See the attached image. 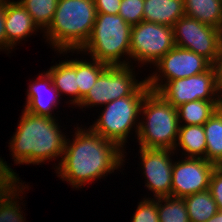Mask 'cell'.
<instances>
[{
	"mask_svg": "<svg viewBox=\"0 0 222 222\" xmlns=\"http://www.w3.org/2000/svg\"><path fill=\"white\" fill-rule=\"evenodd\" d=\"M222 106V101L197 100L177 107L179 125H203Z\"/></svg>",
	"mask_w": 222,
	"mask_h": 222,
	"instance_id": "cell-19",
	"label": "cell"
},
{
	"mask_svg": "<svg viewBox=\"0 0 222 222\" xmlns=\"http://www.w3.org/2000/svg\"><path fill=\"white\" fill-rule=\"evenodd\" d=\"M217 166L222 169V161Z\"/></svg>",
	"mask_w": 222,
	"mask_h": 222,
	"instance_id": "cell-37",
	"label": "cell"
},
{
	"mask_svg": "<svg viewBox=\"0 0 222 222\" xmlns=\"http://www.w3.org/2000/svg\"><path fill=\"white\" fill-rule=\"evenodd\" d=\"M175 46L172 27L146 21L132 25L130 58L142 66L154 65Z\"/></svg>",
	"mask_w": 222,
	"mask_h": 222,
	"instance_id": "cell-8",
	"label": "cell"
},
{
	"mask_svg": "<svg viewBox=\"0 0 222 222\" xmlns=\"http://www.w3.org/2000/svg\"><path fill=\"white\" fill-rule=\"evenodd\" d=\"M133 65L107 66L105 71L97 78L95 84L82 98L78 105L81 109L106 105L119 98L131 96L145 81L138 82ZM131 67V68H130Z\"/></svg>",
	"mask_w": 222,
	"mask_h": 222,
	"instance_id": "cell-7",
	"label": "cell"
},
{
	"mask_svg": "<svg viewBox=\"0 0 222 222\" xmlns=\"http://www.w3.org/2000/svg\"><path fill=\"white\" fill-rule=\"evenodd\" d=\"M213 67L215 69L217 79L222 86V47L218 48L217 57L213 63Z\"/></svg>",
	"mask_w": 222,
	"mask_h": 222,
	"instance_id": "cell-33",
	"label": "cell"
},
{
	"mask_svg": "<svg viewBox=\"0 0 222 222\" xmlns=\"http://www.w3.org/2000/svg\"><path fill=\"white\" fill-rule=\"evenodd\" d=\"M75 129V138L71 139L73 141L66 139L62 160L54 168L57 176L72 185L71 188L79 189L93 180H101L123 166L126 152L117 143L95 133L90 127Z\"/></svg>",
	"mask_w": 222,
	"mask_h": 222,
	"instance_id": "cell-1",
	"label": "cell"
},
{
	"mask_svg": "<svg viewBox=\"0 0 222 222\" xmlns=\"http://www.w3.org/2000/svg\"><path fill=\"white\" fill-rule=\"evenodd\" d=\"M138 204L131 222H159L157 198L151 199L146 197V199L144 198Z\"/></svg>",
	"mask_w": 222,
	"mask_h": 222,
	"instance_id": "cell-28",
	"label": "cell"
},
{
	"mask_svg": "<svg viewBox=\"0 0 222 222\" xmlns=\"http://www.w3.org/2000/svg\"><path fill=\"white\" fill-rule=\"evenodd\" d=\"M208 190L217 203L218 210L222 211V169L218 166L211 174Z\"/></svg>",
	"mask_w": 222,
	"mask_h": 222,
	"instance_id": "cell-29",
	"label": "cell"
},
{
	"mask_svg": "<svg viewBox=\"0 0 222 222\" xmlns=\"http://www.w3.org/2000/svg\"><path fill=\"white\" fill-rule=\"evenodd\" d=\"M157 211L159 222H190L183 198L159 197L157 198Z\"/></svg>",
	"mask_w": 222,
	"mask_h": 222,
	"instance_id": "cell-26",
	"label": "cell"
},
{
	"mask_svg": "<svg viewBox=\"0 0 222 222\" xmlns=\"http://www.w3.org/2000/svg\"><path fill=\"white\" fill-rule=\"evenodd\" d=\"M144 0H121L118 14L131 26L143 21Z\"/></svg>",
	"mask_w": 222,
	"mask_h": 222,
	"instance_id": "cell-27",
	"label": "cell"
},
{
	"mask_svg": "<svg viewBox=\"0 0 222 222\" xmlns=\"http://www.w3.org/2000/svg\"><path fill=\"white\" fill-rule=\"evenodd\" d=\"M7 0H0V50H12V46L6 40L5 31V13H6Z\"/></svg>",
	"mask_w": 222,
	"mask_h": 222,
	"instance_id": "cell-32",
	"label": "cell"
},
{
	"mask_svg": "<svg viewBox=\"0 0 222 222\" xmlns=\"http://www.w3.org/2000/svg\"><path fill=\"white\" fill-rule=\"evenodd\" d=\"M23 184L19 181L0 199V222H26L21 211L22 207L17 201L20 199L19 194L24 195V189L29 187Z\"/></svg>",
	"mask_w": 222,
	"mask_h": 222,
	"instance_id": "cell-24",
	"label": "cell"
},
{
	"mask_svg": "<svg viewBox=\"0 0 222 222\" xmlns=\"http://www.w3.org/2000/svg\"><path fill=\"white\" fill-rule=\"evenodd\" d=\"M31 15L39 30L45 31L52 22L58 0H18Z\"/></svg>",
	"mask_w": 222,
	"mask_h": 222,
	"instance_id": "cell-25",
	"label": "cell"
},
{
	"mask_svg": "<svg viewBox=\"0 0 222 222\" xmlns=\"http://www.w3.org/2000/svg\"><path fill=\"white\" fill-rule=\"evenodd\" d=\"M31 15L19 1L7 0L5 13L6 40L13 47L38 31Z\"/></svg>",
	"mask_w": 222,
	"mask_h": 222,
	"instance_id": "cell-15",
	"label": "cell"
},
{
	"mask_svg": "<svg viewBox=\"0 0 222 222\" xmlns=\"http://www.w3.org/2000/svg\"><path fill=\"white\" fill-rule=\"evenodd\" d=\"M206 136L205 159L216 166L222 161V106L203 124Z\"/></svg>",
	"mask_w": 222,
	"mask_h": 222,
	"instance_id": "cell-20",
	"label": "cell"
},
{
	"mask_svg": "<svg viewBox=\"0 0 222 222\" xmlns=\"http://www.w3.org/2000/svg\"><path fill=\"white\" fill-rule=\"evenodd\" d=\"M141 112L140 116L144 117L137 134L139 148L174 150L180 126L177 108L150 90L142 102Z\"/></svg>",
	"mask_w": 222,
	"mask_h": 222,
	"instance_id": "cell-5",
	"label": "cell"
},
{
	"mask_svg": "<svg viewBox=\"0 0 222 222\" xmlns=\"http://www.w3.org/2000/svg\"><path fill=\"white\" fill-rule=\"evenodd\" d=\"M154 66L157 67L155 73H152L151 76L145 79L150 90L157 92L163 86V83L204 73L213 64L205 57L189 49L175 46L156 62Z\"/></svg>",
	"mask_w": 222,
	"mask_h": 222,
	"instance_id": "cell-10",
	"label": "cell"
},
{
	"mask_svg": "<svg viewBox=\"0 0 222 222\" xmlns=\"http://www.w3.org/2000/svg\"><path fill=\"white\" fill-rule=\"evenodd\" d=\"M150 91L145 81L131 96L119 98L104 106L97 121L90 128L104 138L117 143L123 150L130 131L138 134L141 105ZM138 119V120H137ZM137 123V124H136ZM136 124V126H135Z\"/></svg>",
	"mask_w": 222,
	"mask_h": 222,
	"instance_id": "cell-6",
	"label": "cell"
},
{
	"mask_svg": "<svg viewBox=\"0 0 222 222\" xmlns=\"http://www.w3.org/2000/svg\"><path fill=\"white\" fill-rule=\"evenodd\" d=\"M18 174L0 158V186H14L20 181Z\"/></svg>",
	"mask_w": 222,
	"mask_h": 222,
	"instance_id": "cell-30",
	"label": "cell"
},
{
	"mask_svg": "<svg viewBox=\"0 0 222 222\" xmlns=\"http://www.w3.org/2000/svg\"><path fill=\"white\" fill-rule=\"evenodd\" d=\"M157 92L175 108L190 101H222V86L213 66L204 73L167 81Z\"/></svg>",
	"mask_w": 222,
	"mask_h": 222,
	"instance_id": "cell-9",
	"label": "cell"
},
{
	"mask_svg": "<svg viewBox=\"0 0 222 222\" xmlns=\"http://www.w3.org/2000/svg\"><path fill=\"white\" fill-rule=\"evenodd\" d=\"M56 121L55 117L22 111L16 132L9 143L15 164L38 165L60 157L59 166L67 138Z\"/></svg>",
	"mask_w": 222,
	"mask_h": 222,
	"instance_id": "cell-2",
	"label": "cell"
},
{
	"mask_svg": "<svg viewBox=\"0 0 222 222\" xmlns=\"http://www.w3.org/2000/svg\"><path fill=\"white\" fill-rule=\"evenodd\" d=\"M185 15L216 27L222 21V0H183Z\"/></svg>",
	"mask_w": 222,
	"mask_h": 222,
	"instance_id": "cell-21",
	"label": "cell"
},
{
	"mask_svg": "<svg viewBox=\"0 0 222 222\" xmlns=\"http://www.w3.org/2000/svg\"><path fill=\"white\" fill-rule=\"evenodd\" d=\"M218 47H222V21L215 27Z\"/></svg>",
	"mask_w": 222,
	"mask_h": 222,
	"instance_id": "cell-34",
	"label": "cell"
},
{
	"mask_svg": "<svg viewBox=\"0 0 222 222\" xmlns=\"http://www.w3.org/2000/svg\"><path fill=\"white\" fill-rule=\"evenodd\" d=\"M78 60L76 58V76L77 85L79 87V104L82 98L88 93L90 88L95 84L97 78L105 71L108 66L105 63L99 62L96 59L90 58L89 60ZM92 62V63H91Z\"/></svg>",
	"mask_w": 222,
	"mask_h": 222,
	"instance_id": "cell-23",
	"label": "cell"
},
{
	"mask_svg": "<svg viewBox=\"0 0 222 222\" xmlns=\"http://www.w3.org/2000/svg\"><path fill=\"white\" fill-rule=\"evenodd\" d=\"M94 0H58L46 41L60 54L80 50L88 41L96 20Z\"/></svg>",
	"mask_w": 222,
	"mask_h": 222,
	"instance_id": "cell-3",
	"label": "cell"
},
{
	"mask_svg": "<svg viewBox=\"0 0 222 222\" xmlns=\"http://www.w3.org/2000/svg\"><path fill=\"white\" fill-rule=\"evenodd\" d=\"M216 165L204 158L185 157L173 162L171 196L184 198L209 189Z\"/></svg>",
	"mask_w": 222,
	"mask_h": 222,
	"instance_id": "cell-12",
	"label": "cell"
},
{
	"mask_svg": "<svg viewBox=\"0 0 222 222\" xmlns=\"http://www.w3.org/2000/svg\"><path fill=\"white\" fill-rule=\"evenodd\" d=\"M190 222H207L219 210L209 190L183 198Z\"/></svg>",
	"mask_w": 222,
	"mask_h": 222,
	"instance_id": "cell-22",
	"label": "cell"
},
{
	"mask_svg": "<svg viewBox=\"0 0 222 222\" xmlns=\"http://www.w3.org/2000/svg\"><path fill=\"white\" fill-rule=\"evenodd\" d=\"M13 186H0V199L3 197V195L9 191Z\"/></svg>",
	"mask_w": 222,
	"mask_h": 222,
	"instance_id": "cell-36",
	"label": "cell"
},
{
	"mask_svg": "<svg viewBox=\"0 0 222 222\" xmlns=\"http://www.w3.org/2000/svg\"><path fill=\"white\" fill-rule=\"evenodd\" d=\"M176 46L205 57L212 64L218 52L216 28L184 15L173 26Z\"/></svg>",
	"mask_w": 222,
	"mask_h": 222,
	"instance_id": "cell-11",
	"label": "cell"
},
{
	"mask_svg": "<svg viewBox=\"0 0 222 222\" xmlns=\"http://www.w3.org/2000/svg\"><path fill=\"white\" fill-rule=\"evenodd\" d=\"M180 147L184 156L192 158H204L206 151V136L203 125H181L179 126L178 138L174 151Z\"/></svg>",
	"mask_w": 222,
	"mask_h": 222,
	"instance_id": "cell-18",
	"label": "cell"
},
{
	"mask_svg": "<svg viewBox=\"0 0 222 222\" xmlns=\"http://www.w3.org/2000/svg\"><path fill=\"white\" fill-rule=\"evenodd\" d=\"M139 151L146 177L145 186L153 192L154 198L171 196L174 161L170 157L175 154L174 150L140 148Z\"/></svg>",
	"mask_w": 222,
	"mask_h": 222,
	"instance_id": "cell-13",
	"label": "cell"
},
{
	"mask_svg": "<svg viewBox=\"0 0 222 222\" xmlns=\"http://www.w3.org/2000/svg\"><path fill=\"white\" fill-rule=\"evenodd\" d=\"M143 21L169 27L185 15L183 0H144Z\"/></svg>",
	"mask_w": 222,
	"mask_h": 222,
	"instance_id": "cell-16",
	"label": "cell"
},
{
	"mask_svg": "<svg viewBox=\"0 0 222 222\" xmlns=\"http://www.w3.org/2000/svg\"><path fill=\"white\" fill-rule=\"evenodd\" d=\"M131 30L132 26L119 14L97 13L88 41L77 52L82 54L87 52L90 58L108 66L130 65L128 59L130 58ZM123 57L125 60L121 59Z\"/></svg>",
	"mask_w": 222,
	"mask_h": 222,
	"instance_id": "cell-4",
	"label": "cell"
},
{
	"mask_svg": "<svg viewBox=\"0 0 222 222\" xmlns=\"http://www.w3.org/2000/svg\"><path fill=\"white\" fill-rule=\"evenodd\" d=\"M96 12L118 15L121 0H94Z\"/></svg>",
	"mask_w": 222,
	"mask_h": 222,
	"instance_id": "cell-31",
	"label": "cell"
},
{
	"mask_svg": "<svg viewBox=\"0 0 222 222\" xmlns=\"http://www.w3.org/2000/svg\"><path fill=\"white\" fill-rule=\"evenodd\" d=\"M47 72L51 76L59 96H61V93L71 95L70 104L75 105V107L78 106L79 87L76 76V59L59 61V63L51 66Z\"/></svg>",
	"mask_w": 222,
	"mask_h": 222,
	"instance_id": "cell-17",
	"label": "cell"
},
{
	"mask_svg": "<svg viewBox=\"0 0 222 222\" xmlns=\"http://www.w3.org/2000/svg\"><path fill=\"white\" fill-rule=\"evenodd\" d=\"M28 87L24 110L34 115L54 117L51 112L60 104L61 98L49 73H40Z\"/></svg>",
	"mask_w": 222,
	"mask_h": 222,
	"instance_id": "cell-14",
	"label": "cell"
},
{
	"mask_svg": "<svg viewBox=\"0 0 222 222\" xmlns=\"http://www.w3.org/2000/svg\"><path fill=\"white\" fill-rule=\"evenodd\" d=\"M207 222H222V211H218L213 217H211Z\"/></svg>",
	"mask_w": 222,
	"mask_h": 222,
	"instance_id": "cell-35",
	"label": "cell"
}]
</instances>
